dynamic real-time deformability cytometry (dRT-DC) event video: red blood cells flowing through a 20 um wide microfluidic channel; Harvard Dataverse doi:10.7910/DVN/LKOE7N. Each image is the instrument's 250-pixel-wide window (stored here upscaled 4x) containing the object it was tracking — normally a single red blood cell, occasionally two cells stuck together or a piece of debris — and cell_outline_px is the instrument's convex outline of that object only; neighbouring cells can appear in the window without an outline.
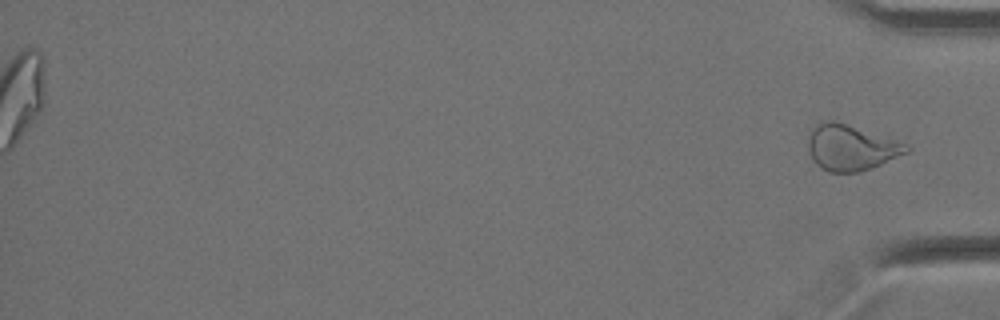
{"species": "Egyptian fruit bat (a non-hibernating species)", "species_latin": "Rousettus aegyptiacus", "temperature_condition": "cold", "stored_images_in_passage": 51, "segment_of_instrument_passage": [2, 2], "camera_frame_rate_fps": 3000, "um_per_image_px": 0.085, "animal": {"sex": "female"}, "frame": {"image": 1, "passage_image": 51, "time_ms": 16.667, "image_size_px": [1000, 320], "cell_outline_px": [[912, 148], [908, 152], [872, 168], [860, 172], [828, 172], [820, 168], [812, 160], [808, 148], [808, 136], [812, 128], [820, 120], [836, 120], [908, 144]], "centroid_in_image_um": [72.3, 12.54], "position_along_channel_um": 362.9, "area_um2": 26.47}}